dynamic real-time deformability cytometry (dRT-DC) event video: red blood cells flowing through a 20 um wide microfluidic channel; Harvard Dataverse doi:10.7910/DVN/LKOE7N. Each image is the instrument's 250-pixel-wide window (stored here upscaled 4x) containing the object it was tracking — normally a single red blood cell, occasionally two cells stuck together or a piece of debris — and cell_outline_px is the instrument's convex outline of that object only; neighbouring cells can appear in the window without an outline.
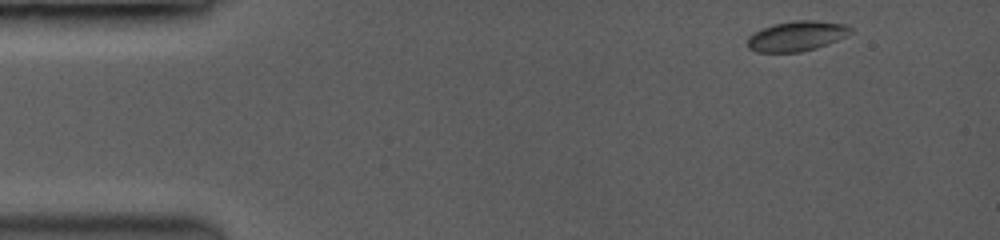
{"species": "common noctule bat (a hibernating species)", "species_latin": "Nyctalus noctula", "temperature_condition": "room temperature", "stored_images_in_passage": 9, "camera_frame_rate_fps": 3500, "um_per_image_px": 0.085, "animal": {"sex": "female", "body_mass_g": 19.0, "forearm_length_mm": 53.3}, "frame": {"image": 1, "passage_image": 1, "time_ms": 0.0, "image_size_px": [1000, 240], "cell_outline_px": [[852, 28], [836, 40], [800, 52], [756, 52], [748, 48], [748, 36], [764, 28], [776, 24], [804, 20], [808, 20], [844, 24]], "centroid_in_image_um": [67.63, 3.08], "position_along_channel_um": 17.4, "area_um2": 17.11}}
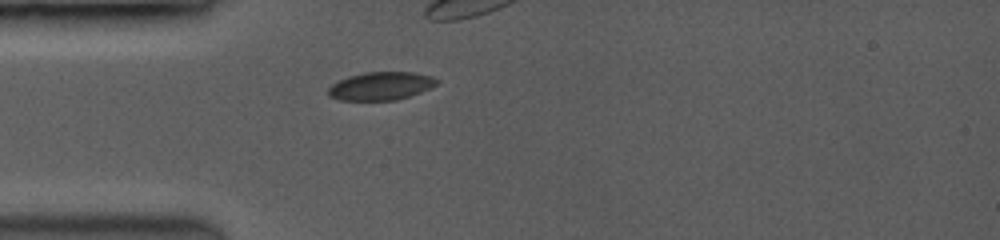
{"frame": {"image": 2, "passage_image": 7, "time_ms": 3.143, "image_size_px": [1000, 240], "cell_outline_px": [[436, 84], [420, 92], [396, 100], [340, 100], [328, 96], [328, 88], [332, 84], [340, 80], [364, 72], [412, 72], [432, 76], [436, 80]], "centroid_in_image_um": [32.34, 7.31], "position_along_channel_um": 52.7, "area_um2": 17.46}}